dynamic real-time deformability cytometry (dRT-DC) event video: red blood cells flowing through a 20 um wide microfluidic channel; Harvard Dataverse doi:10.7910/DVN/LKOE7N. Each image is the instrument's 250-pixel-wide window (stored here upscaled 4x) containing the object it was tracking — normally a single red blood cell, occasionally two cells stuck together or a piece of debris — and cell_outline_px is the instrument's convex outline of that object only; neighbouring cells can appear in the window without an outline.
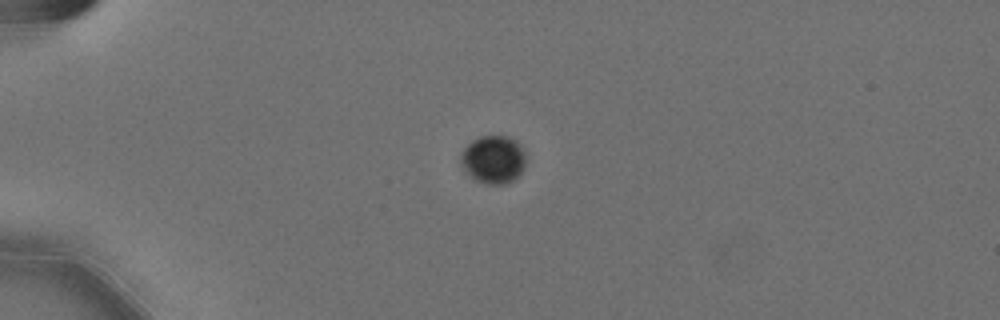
{"species": "Egyptian fruit bat (a non-hibernating species)", "species_latin": "Rousettus aegyptiacus", "temperature_condition": "cold", "stored_images_in_passage": 43, "camera_frame_rate_fps": 3000, "um_per_image_px": 0.085, "animal": {"sex": "female"}, "frame": {"image": 1, "passage_image": 1, "time_ms": 0.0, "image_size_px": [1000, 320], "cell_outline_px": [[524, 168], [512, 180], [504, 184], [488, 184], [476, 180], [464, 172], [460, 164], [460, 156], [464, 148], [472, 140], [480, 136], [508, 136], [524, 152]], "centroid_in_image_um": [41.86, 13.57], "position_along_channel_um": 43.1, "area_um2": 17.92}}
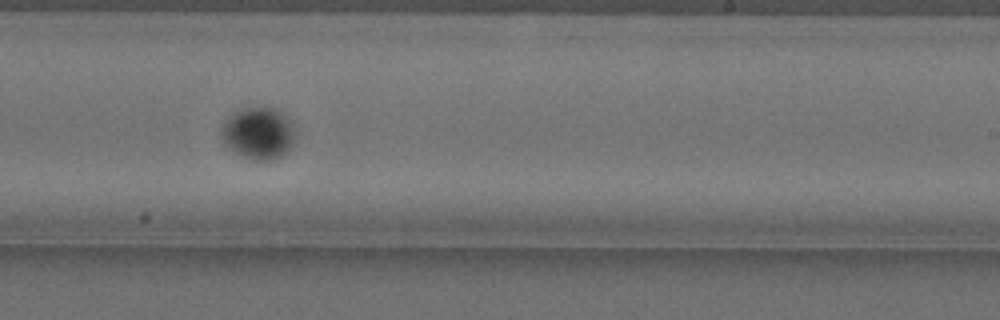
{"frame": {"image": 2, "passage_image": 23, "time_ms": 7.333, "image_size_px": [1000, 320], "cell_outline_px": [[296, 136], [288, 148], [280, 156], [272, 160], [252, 160], [240, 156], [224, 144], [220, 136], [220, 132], [224, 124], [236, 112], [248, 108], [264, 104], [276, 108], [292, 120]], "centroid_in_image_um": [21.99, 11.3], "position_along_channel_um": 267.0, "area_um2": 22.54}}
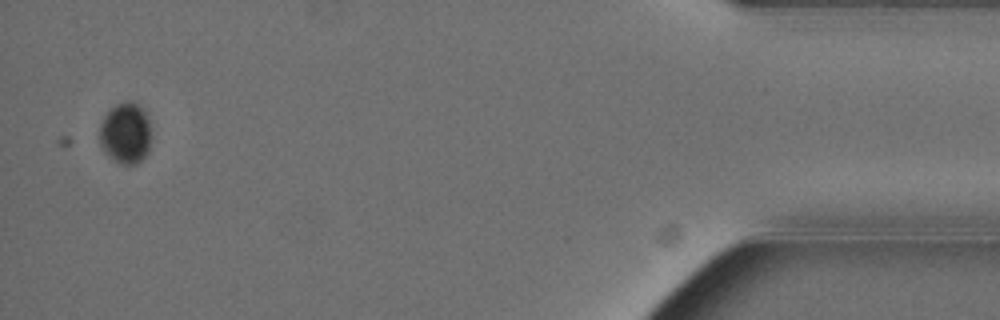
{"frame": {"image": 3, "passage_image": 42, "time_ms": 13.667, "image_size_px": [1000, 320], "cell_outline_px": [[148, 152], [136, 164], [120, 164], [112, 160], [108, 156], [100, 144], [100, 124], [104, 116], [116, 104], [128, 100], [132, 100], [140, 104], [148, 120]], "centroid_in_image_um": [10.64, 11.31], "position_along_channel_um": 424.6, "area_um2": 18.15}}